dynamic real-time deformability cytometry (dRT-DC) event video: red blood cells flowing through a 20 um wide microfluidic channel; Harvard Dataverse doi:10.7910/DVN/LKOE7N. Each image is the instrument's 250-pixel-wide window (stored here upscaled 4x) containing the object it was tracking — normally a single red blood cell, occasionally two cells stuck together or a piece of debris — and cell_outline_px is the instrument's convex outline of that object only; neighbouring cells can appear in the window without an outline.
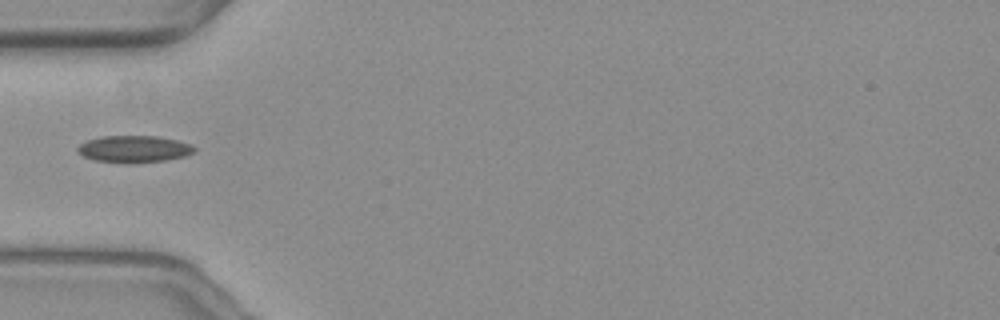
{"species": "common noctule bat (a hibernating species)", "species_latin": "Nyctalus noctula", "temperature_condition": "warm", "stored_images_in_passage": 10, "camera_frame_rate_fps": 3000, "um_per_image_px": 0.085, "animal": {"sex": "female", "body_mass_g": 19.3, "forearm_length_mm": 54.1}, "frame": {"image": 1, "passage_image": 1, "time_ms": 0.0, "image_size_px": [1000, 320], "cell_outline_px": [[196, 152], [184, 156], [164, 160], [128, 164], [92, 160], [84, 156], [76, 148], [80, 144], [88, 140], [104, 136], [156, 136], [176, 140], [188, 144], [196, 148]], "centroid_in_image_um": [11.38, 12.68], "position_along_channel_um": 73.6, "area_um2": 18.21}}
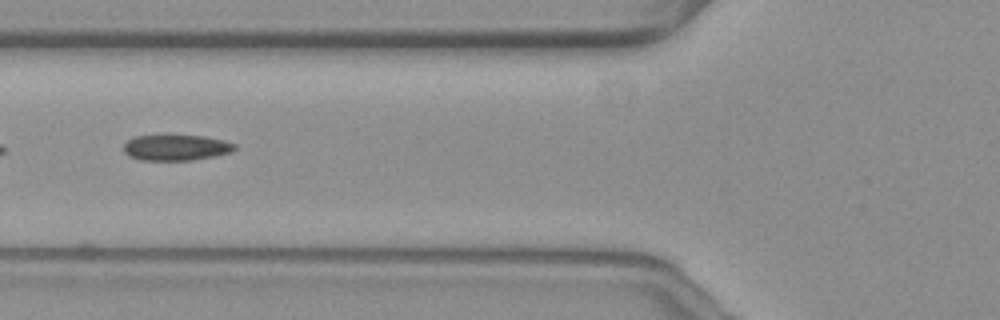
{"frame": {"image": 2, "passage_image": 4, "time_ms": 1.0, "image_size_px": [1000, 320], "cell_outline_px": [[236, 148], [232, 152], [192, 160], [140, 160], [128, 156], [124, 152], [124, 144], [132, 136], [164, 132], [168, 132], [204, 136], [224, 140], [236, 144]], "centroid_in_image_um": [14.91, 12.48], "position_along_channel_um": 110.9, "area_um2": 17.69}}